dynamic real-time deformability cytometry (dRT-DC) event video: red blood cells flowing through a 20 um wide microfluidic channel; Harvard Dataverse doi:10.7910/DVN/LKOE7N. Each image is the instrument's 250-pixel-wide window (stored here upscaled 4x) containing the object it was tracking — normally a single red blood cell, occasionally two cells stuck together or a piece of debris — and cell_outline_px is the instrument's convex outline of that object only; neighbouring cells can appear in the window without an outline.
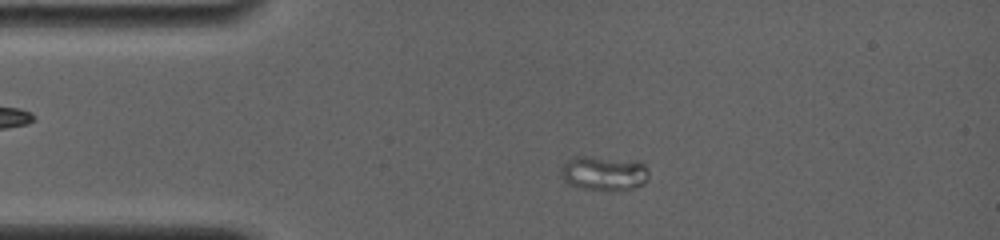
{"species": "common noctule bat (a hibernating species)", "species_latin": "Nyctalus noctula", "temperature_condition": "room temperature", "stored_images_in_passage": 5, "segment_of_instrument_passage": [1, 2], "camera_frame_rate_fps": 4000, "um_per_image_px": 0.085, "animal": {"sex": "female", "body_mass_g": 19.0, "forearm_length_mm": 56.7}, "frame": {"image": 1, "passage_image": 3, "time_ms": 2.5, "image_size_px": [1000, 240], "cell_outline_px": [[648, 180], [644, 184], [632, 188], [576, 188], [564, 184], [560, 172], [560, 168], [568, 160], [576, 156], [588, 156], [640, 160], [644, 164], [648, 172]], "centroid_in_image_um": [51.3, 14.68], "position_along_channel_um": 33.7, "area_um2": 17.69}}